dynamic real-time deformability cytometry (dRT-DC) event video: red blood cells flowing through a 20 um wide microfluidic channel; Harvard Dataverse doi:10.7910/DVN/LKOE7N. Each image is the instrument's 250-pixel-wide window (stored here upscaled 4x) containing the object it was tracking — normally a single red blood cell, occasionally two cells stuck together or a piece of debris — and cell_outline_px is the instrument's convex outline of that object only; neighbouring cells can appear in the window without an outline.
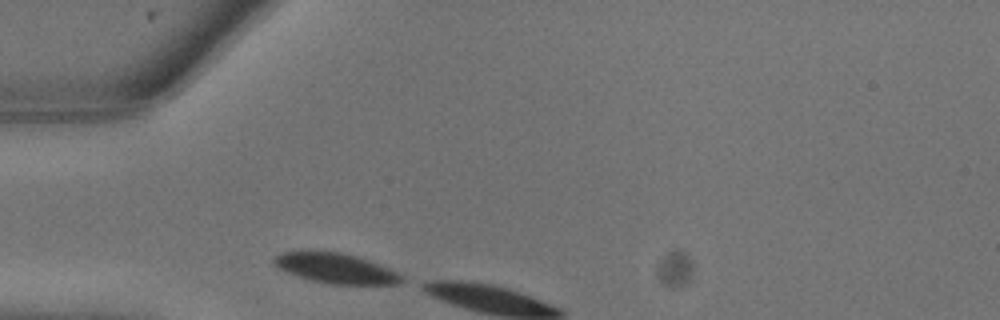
{"species": "common noctule bat (a hibernating species)", "species_latin": "Nyctalus noctula", "temperature_condition": "warm", "stored_images_in_passage": 2, "camera_frame_rate_fps": 3000, "um_per_image_px": 0.085, "animal": {"sex": "male", "body_mass_g": 13.3}, "frame": {"image": 1, "passage_image": 1, "time_ms": 0.0, "image_size_px": [1000, 320], "cell_outline_px": [[404, 280], [396, 284], [328, 284], [312, 280], [276, 268], [272, 264], [272, 256], [280, 252], [340, 252], [356, 256], [368, 260], [388, 268], [404, 276]], "centroid_in_image_um": [28.5, 22.81], "position_along_channel_um": 56.5, "area_um2": 22.14}}